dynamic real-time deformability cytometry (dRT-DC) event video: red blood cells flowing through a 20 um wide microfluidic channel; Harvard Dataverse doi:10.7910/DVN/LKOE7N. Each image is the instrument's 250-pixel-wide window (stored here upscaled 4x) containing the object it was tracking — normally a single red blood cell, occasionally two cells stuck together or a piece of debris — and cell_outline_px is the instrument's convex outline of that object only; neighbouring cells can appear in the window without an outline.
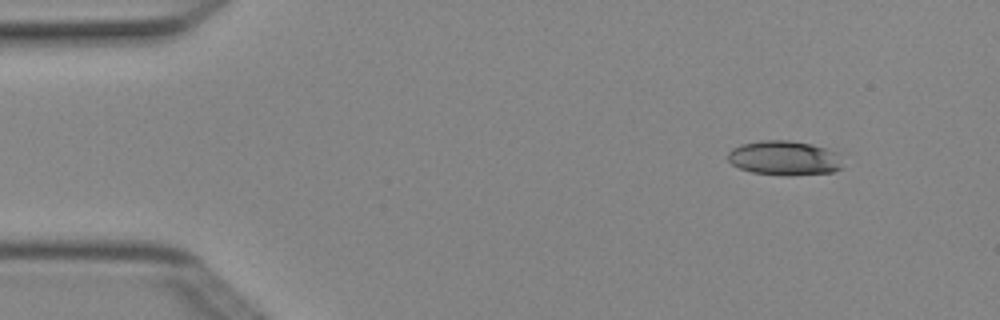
{"species": "Egyptian fruit bat (a non-hibernating species)", "species_latin": "Rousettus aegyptiacus", "temperature_condition": "cold", "stored_images_in_passage": 4, "camera_frame_rate_fps": 3000, "um_per_image_px": 0.085, "animal": {"sex": "female"}, "frame": {"image": 1, "passage_image": 1, "time_ms": 0.0, "image_size_px": [1000, 320], "cell_outline_px": [[840, 168], [832, 172], [788, 176], [752, 172], [740, 168], [732, 164], [728, 160], [728, 152], [732, 148], [740, 144], [764, 140], [788, 140], [812, 144], [836, 152], [840, 164]], "centroid_in_image_um": [66.61, 13.43], "position_along_channel_um": 18.4, "area_um2": 22.89}}
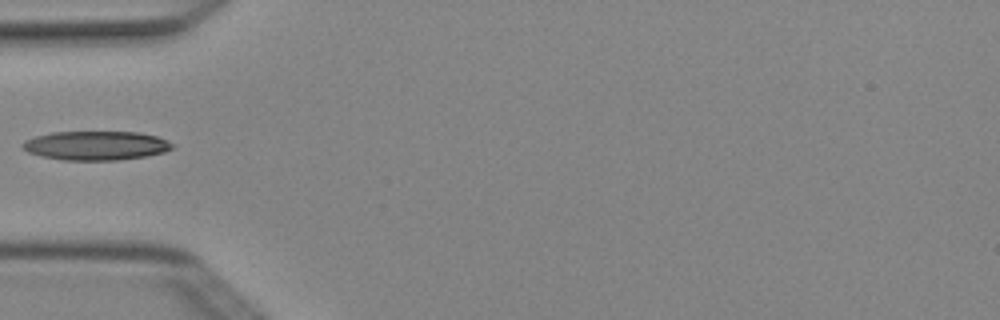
{"frame": {"image": 2, "passage_image": 4, "time_ms": 1.0, "image_size_px": [1000, 320], "cell_outline_px": [[176, 144], [172, 148], [164, 152], [148, 156], [116, 160], [64, 160], [40, 156], [28, 152], [20, 144], [24, 140], [36, 136], [52, 132], [140, 132], [156, 136]], "centroid_in_image_um": [8.16, 12.37], "position_along_channel_um": 76.8, "area_um2": 25.43}}